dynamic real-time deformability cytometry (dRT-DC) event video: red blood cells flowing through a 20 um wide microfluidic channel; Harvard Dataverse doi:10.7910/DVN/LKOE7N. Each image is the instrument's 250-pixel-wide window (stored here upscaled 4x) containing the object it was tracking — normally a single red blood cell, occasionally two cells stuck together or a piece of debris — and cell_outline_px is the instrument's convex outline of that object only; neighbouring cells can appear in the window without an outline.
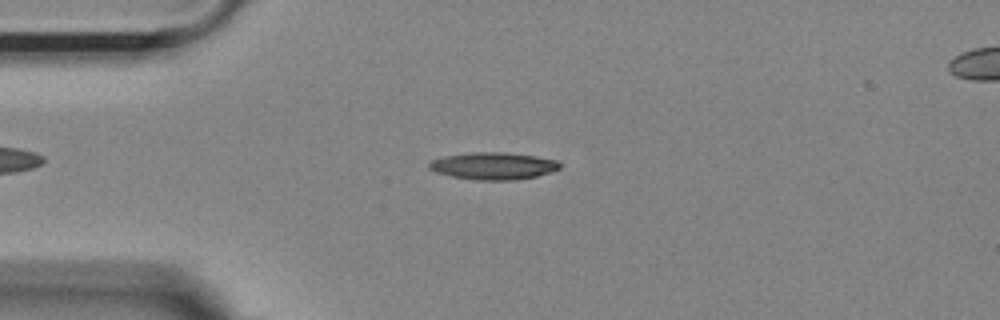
{"species": "Egyptian fruit bat (a non-hibernating species)", "species_latin": "Rousettus aegyptiacus", "temperature_condition": "room temperature", "stored_images_in_passage": 44, "camera_frame_rate_fps": 3000, "um_per_image_px": 0.085, "animal": {"sex": "female"}, "frame": {"image": 1, "passage_image": 3, "time_ms": 0.667, "image_size_px": [1000, 320], "cell_outline_px": [[560, 168], [552, 172], [536, 176], [512, 180], [476, 180], [452, 176], [436, 172], [428, 168], [428, 164], [432, 160], [444, 156], [472, 152], [504, 152], [536, 156], [556, 160], [560, 164]], "centroid_in_image_um": [41.93, 14.1], "position_along_channel_um": 43.1, "area_um2": 20.63}}
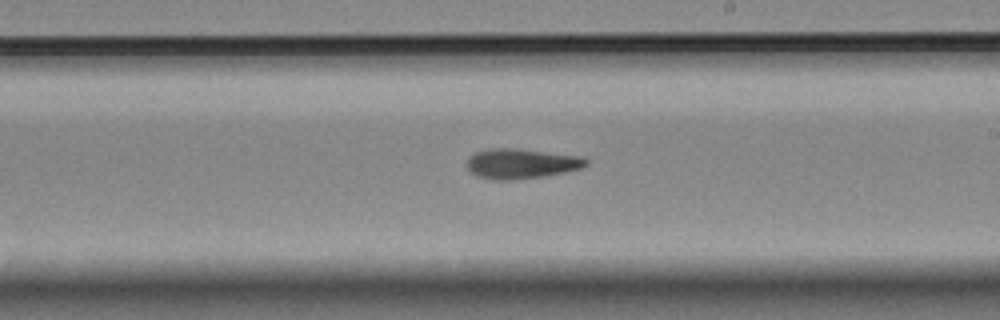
{"frame": {"image": 2, "passage_image": 21, "time_ms": 6.667, "image_size_px": [1000, 320], "cell_outline_px": [[588, 164], [580, 168], [564, 172], [544, 176], [512, 180], [492, 180], [476, 176], [468, 168], [468, 156], [476, 152], [488, 148], [516, 148], [584, 156], [588, 160]], "centroid_in_image_um": [44.31, 13.9], "position_along_channel_um": 244.7, "area_um2": 20.98}}
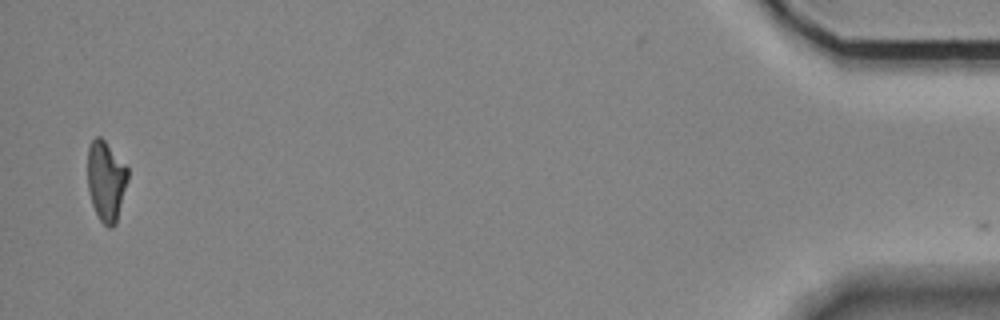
{"frame": {"image": 3, "passage_image": 43, "time_ms": 14.0, "image_size_px": [1000, 320], "cell_outline_px": [[128, 180], [116, 224], [112, 228], [108, 228], [100, 220], [92, 204], [88, 188], [88, 144], [96, 136], [100, 136], [104, 140], [128, 168]], "centroid_in_image_um": [9.02, 15.38], "position_along_channel_um": 426.2, "area_um2": 18.79}}